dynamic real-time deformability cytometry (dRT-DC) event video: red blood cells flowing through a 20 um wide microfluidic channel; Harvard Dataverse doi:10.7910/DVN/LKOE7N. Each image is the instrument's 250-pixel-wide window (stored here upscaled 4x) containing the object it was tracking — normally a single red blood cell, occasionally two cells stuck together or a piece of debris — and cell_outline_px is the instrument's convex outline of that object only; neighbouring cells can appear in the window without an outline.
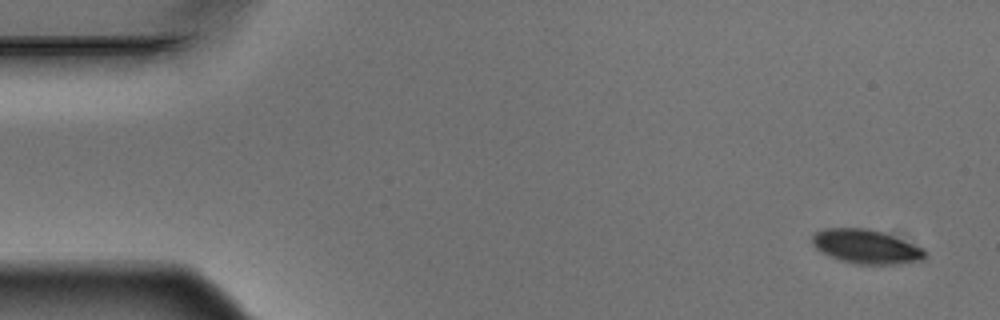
{"species": "Egyptian fruit bat (a non-hibernating species)", "species_latin": "Rousettus aegyptiacus", "temperature_condition": "warm", "stored_images_in_passage": 4, "camera_frame_rate_fps": 3000, "um_per_image_px": 0.085, "animal": {"sex": "male"}, "frame": {"image": 1, "passage_image": 1, "time_ms": 0.0, "image_size_px": [1000, 320], "cell_outline_px": [[924, 260], [896, 264], [856, 264], [840, 260], [816, 248], [812, 244], [812, 236], [816, 232], [824, 228], [868, 228], [884, 232], [924, 248]], "centroid_in_image_um": [73.63, 20.95], "position_along_channel_um": 11.4, "area_um2": 22.25}}
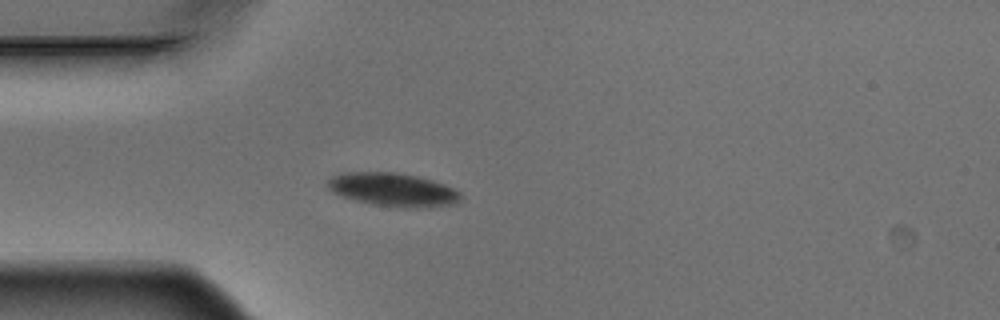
{"frame": {"image": 2, "passage_image": 4, "time_ms": 1.0, "image_size_px": [1000, 320], "cell_outline_px": [[460, 200], [456, 204], [432, 208], [404, 208], [372, 204], [352, 200], [332, 192], [328, 188], [328, 180], [332, 176], [340, 172], [396, 172], [420, 176], [444, 184], [460, 192]], "centroid_in_image_um": [33.42, 16.13], "position_along_channel_um": 51.6, "area_um2": 26.36}}